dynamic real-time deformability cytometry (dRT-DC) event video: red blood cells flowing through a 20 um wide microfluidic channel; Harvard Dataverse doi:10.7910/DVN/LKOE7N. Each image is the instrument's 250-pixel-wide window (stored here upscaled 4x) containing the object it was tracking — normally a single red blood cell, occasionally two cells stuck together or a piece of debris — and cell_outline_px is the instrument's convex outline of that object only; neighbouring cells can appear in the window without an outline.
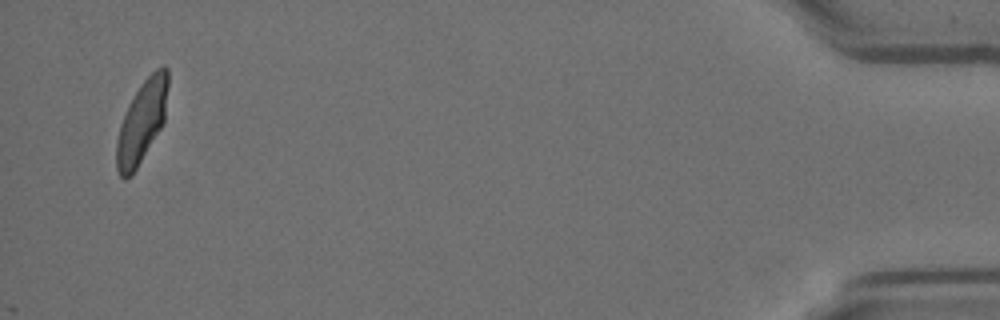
{"species": "Egyptian fruit bat (a non-hibernating species)", "species_latin": "Rousettus aegyptiacus", "temperature_condition": "room temperature", "stored_images_in_passage": 14, "camera_frame_rate_fps": 3000, "um_per_image_px": 0.085, "animal": {"sex": "female"}, "frame": {"image": 1, "passage_image": 14, "time_ms": 4.333, "image_size_px": [1000, 320], "cell_outline_px": [[168, 84], [164, 124], [132, 176], [124, 180], [120, 176], [116, 168], [116, 140], [120, 124], [128, 104], [140, 84], [156, 68], [164, 64], [168, 68]], "centroid_in_image_um": [12.05, 10.36], "position_along_channel_um": 423.1, "area_um2": 25.03}}